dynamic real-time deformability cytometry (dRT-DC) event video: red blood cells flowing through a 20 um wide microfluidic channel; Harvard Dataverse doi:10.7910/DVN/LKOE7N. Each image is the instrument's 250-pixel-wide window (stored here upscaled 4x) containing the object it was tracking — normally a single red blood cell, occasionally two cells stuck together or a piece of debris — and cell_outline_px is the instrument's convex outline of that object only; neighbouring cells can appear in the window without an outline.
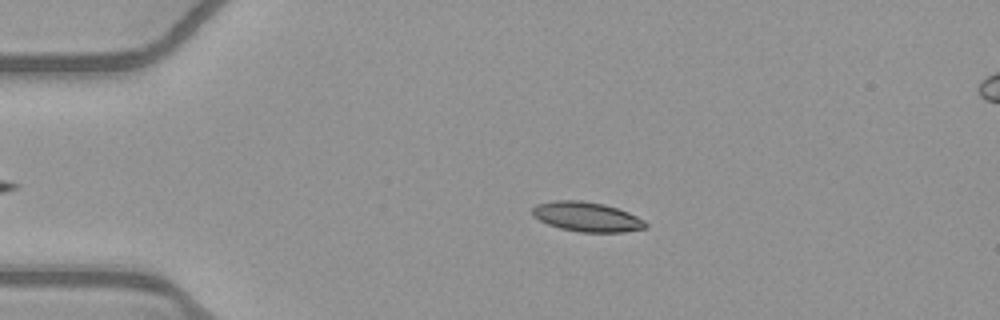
{"species": "common noctule bat (a hibernating species)", "species_latin": "Nyctalus noctula", "temperature_condition": "warm", "stored_images_in_passage": 46, "camera_frame_rate_fps": 3000, "um_per_image_px": 0.085, "animal": {"sex": "female", "body_mass_g": 21.9}, "frame": {"image": 1, "passage_image": 11, "time_ms": 3.333, "image_size_px": [1000, 320], "cell_outline_px": [[648, 224], [644, 228], [620, 232], [580, 232], [560, 228], [548, 224], [532, 216], [532, 208], [536, 204], [556, 200], [580, 200], [604, 204], [628, 212], [644, 220]], "centroid_in_image_um": [49.85, 18.42], "position_along_channel_um": 35.2, "area_um2": 19.42}}
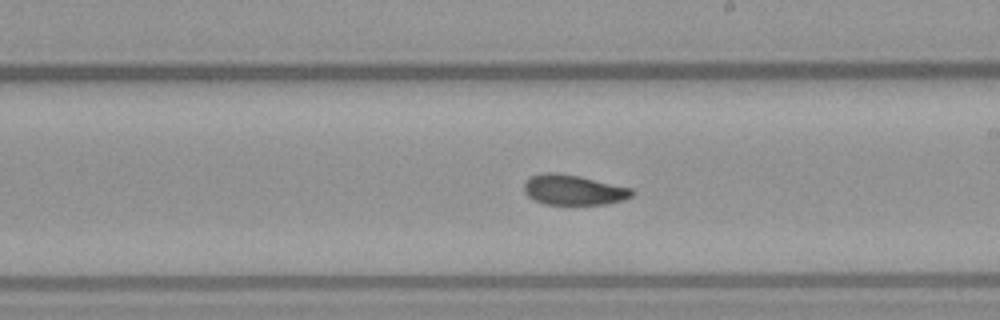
{"frame": {"image": 2, "passage_image": 30, "time_ms": 9.667, "image_size_px": [1000, 320], "cell_outline_px": [[636, 192], [632, 196], [624, 200], [608, 204], [544, 204], [528, 196], [524, 192], [524, 184], [532, 176], [544, 172], [556, 172], [580, 176], [632, 188]], "centroid_in_image_um": [48.79, 16.14], "position_along_channel_um": 240.2, "area_um2": 19.02}}
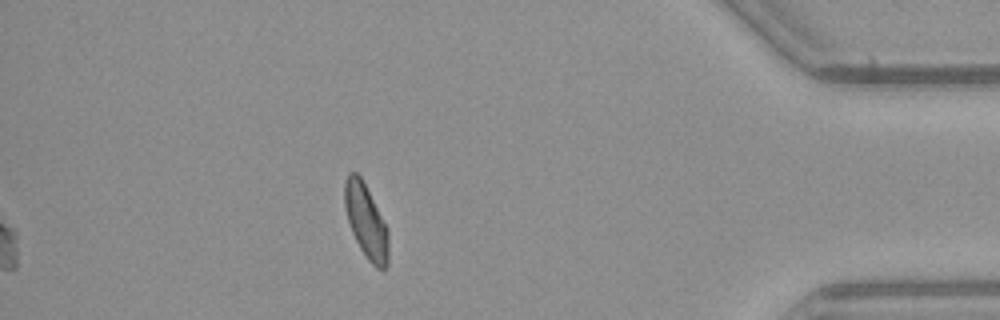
{"frame": {"image": 3, "passage_image": 46, "time_ms": 15.0, "image_size_px": [1000, 320], "cell_outline_px": [[388, 264], [384, 268], [376, 268], [368, 260], [360, 248], [352, 232], [344, 208], [344, 184], [348, 172], [356, 172], [360, 176], [388, 228]], "centroid_in_image_um": [31.1, 18.8], "position_along_channel_um": 404.1, "area_um2": 18.73}, "authors_computed_cell_mechanics": {"area_um2": 19.2763, "velocity_mm_per_s": 3.9279, "shape_relaxation_time_tau1_ms": 4.9493, "shape_relaxation_time_tau2_ms": 3.5765, "deformation_change_tau1": 0.133, "deformation_change_tau2": 0.0809}}